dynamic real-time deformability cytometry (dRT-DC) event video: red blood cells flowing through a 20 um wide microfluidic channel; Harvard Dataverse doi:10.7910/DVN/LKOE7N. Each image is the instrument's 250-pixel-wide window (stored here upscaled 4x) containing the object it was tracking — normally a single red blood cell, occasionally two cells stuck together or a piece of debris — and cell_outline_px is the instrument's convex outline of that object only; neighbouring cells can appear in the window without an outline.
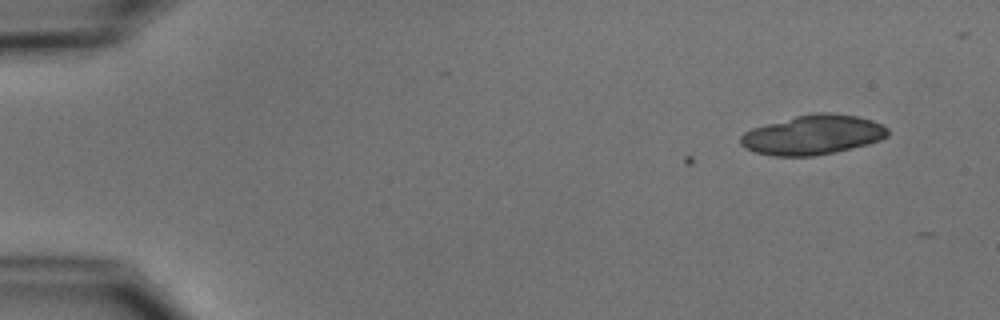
{"species": "common noctule bat (a hibernating species)", "species_latin": "Nyctalus noctula", "temperature_condition": "cold", "stored_images_in_passage": 3, "camera_frame_rate_fps": 3000, "um_per_image_px": 0.085, "animal": {"sex": "male", "body_mass_g": 15.6}, "frame": {"image": 1, "passage_image": 3, "time_ms": 2.333, "image_size_px": [1000, 320], "cell_outline_px": [[888, 136], [880, 140], [868, 144], [832, 152], [812, 156], [772, 156], [756, 152], [744, 148], [740, 144], [740, 136], [744, 132], [752, 128], [796, 116], [816, 112], [832, 112], [856, 116], [872, 120], [888, 128]], "centroid_in_image_um": [69.08, 11.46], "position_along_channel_um": 15.9, "area_um2": 33.81}}